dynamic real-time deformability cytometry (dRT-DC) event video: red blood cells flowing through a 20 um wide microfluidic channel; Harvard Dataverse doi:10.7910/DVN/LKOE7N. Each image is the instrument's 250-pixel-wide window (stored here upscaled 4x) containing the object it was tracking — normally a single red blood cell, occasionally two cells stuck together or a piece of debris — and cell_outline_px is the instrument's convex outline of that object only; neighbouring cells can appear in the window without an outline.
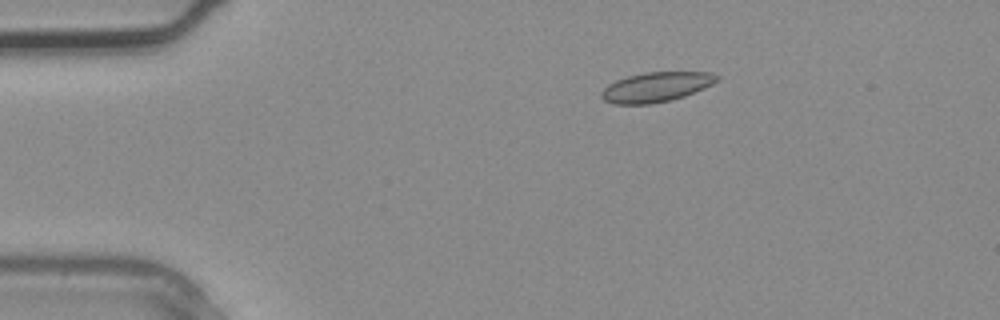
{"species": "common noctule bat (a hibernating species)", "species_latin": "Nyctalus noctula", "temperature_condition": "warm", "stored_images_in_passage": 4, "segment_of_instrument_passage": [1, 2], "camera_frame_rate_fps": 3000, "um_per_image_px": 0.085, "animal": {"sex": "male", "body_mass_g": 20.4}, "frame": {"image": 1, "passage_image": 2, "time_ms": 0.333, "image_size_px": [1000, 320], "cell_outline_px": [[720, 80], [704, 88], [684, 96], [672, 100], [652, 104], [612, 104], [604, 100], [600, 96], [600, 92], [608, 84], [616, 80], [628, 76], [644, 72], [712, 72], [720, 76]], "centroid_in_image_um": [55.77, 7.4], "position_along_channel_um": 29.2, "area_um2": 20.23}}